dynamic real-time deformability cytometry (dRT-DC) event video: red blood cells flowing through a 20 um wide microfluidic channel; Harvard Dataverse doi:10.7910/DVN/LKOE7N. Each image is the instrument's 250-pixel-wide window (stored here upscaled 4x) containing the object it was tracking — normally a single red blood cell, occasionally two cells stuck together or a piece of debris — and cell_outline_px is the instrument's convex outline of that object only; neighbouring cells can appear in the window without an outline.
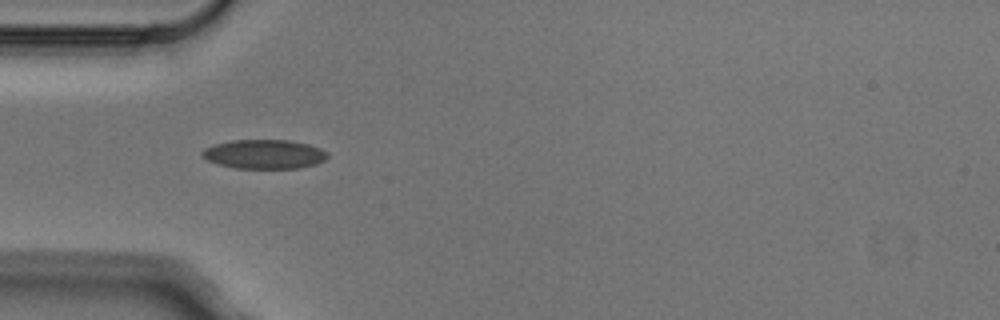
{"species": "Egyptian fruit bat (a non-hibernating species)", "species_latin": "Rousettus aegyptiacus", "temperature_condition": "cold", "stored_images_in_passage": 5, "camera_frame_rate_fps": 3000, "um_per_image_px": 0.085, "animal": {"sex": "male"}, "frame": {"image": 1, "passage_image": 4, "time_ms": 1.0, "image_size_px": [1000, 320], "cell_outline_px": [[328, 156], [324, 160], [316, 164], [300, 168], [232, 168], [208, 160], [200, 156], [200, 152], [204, 148], [216, 144], [232, 140], [288, 140], [308, 144], [320, 148], [328, 152]], "centroid_in_image_um": [22.46, 13.1], "position_along_channel_um": 62.5, "area_um2": 21.33}}
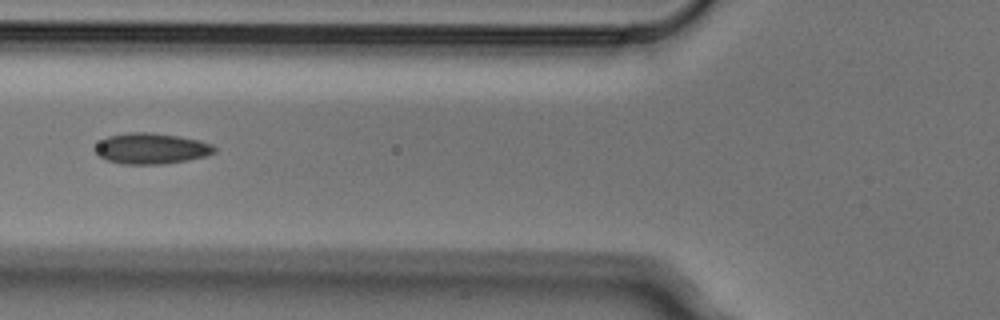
{"frame": {"image": 2, "passage_image": 5, "time_ms": 1.333, "image_size_px": [1000, 320], "cell_outline_px": [[216, 152], [204, 156], [188, 160], [164, 164], [124, 164], [108, 160], [100, 156], [96, 152], [96, 148], [100, 140], [108, 136], [128, 132], [152, 132], [200, 140], [212, 144], [216, 148]], "centroid_in_image_um": [12.88, 12.62], "position_along_channel_um": 112.9, "area_um2": 21.33}}